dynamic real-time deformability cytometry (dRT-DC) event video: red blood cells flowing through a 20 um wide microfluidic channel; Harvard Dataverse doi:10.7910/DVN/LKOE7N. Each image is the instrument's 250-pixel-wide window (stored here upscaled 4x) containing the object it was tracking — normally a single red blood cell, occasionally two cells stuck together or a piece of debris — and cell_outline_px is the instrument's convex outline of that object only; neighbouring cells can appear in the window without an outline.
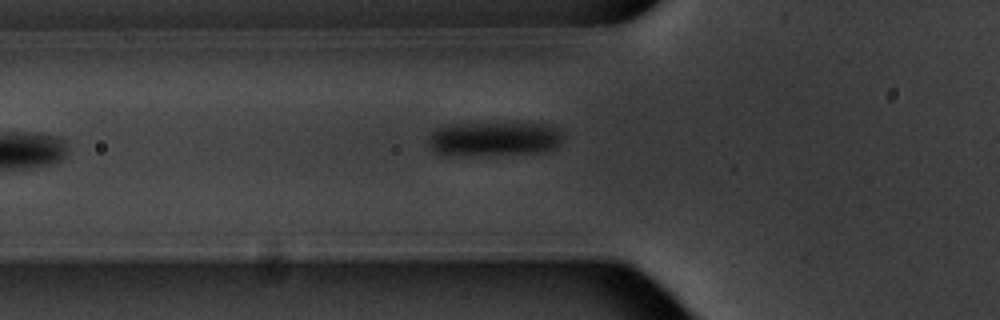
{"species": "common noctule bat (a hibernating species)", "species_latin": "Nyctalus noctula", "temperature_condition": "warm", "stored_images_in_passage": 3, "camera_frame_rate_fps": 3000, "um_per_image_px": 0.085, "animal": {"sex": "male", "body_mass_g": 20.1, "forearm_length_mm": 53.5}, "frame": {"image": 1, "passage_image": 3, "time_ms": 2.333, "image_size_px": [1000, 320], "cell_outline_px": [[564, 136], [556, 148], [536, 152], [448, 156], [444, 156], [436, 152], [428, 144], [428, 136], [436, 128], [452, 124], [504, 120], [516, 120], [548, 124], [560, 128]], "centroid_in_image_um": [42.03, 11.73], "position_along_channel_um": 83.8, "area_um2": 28.38}}